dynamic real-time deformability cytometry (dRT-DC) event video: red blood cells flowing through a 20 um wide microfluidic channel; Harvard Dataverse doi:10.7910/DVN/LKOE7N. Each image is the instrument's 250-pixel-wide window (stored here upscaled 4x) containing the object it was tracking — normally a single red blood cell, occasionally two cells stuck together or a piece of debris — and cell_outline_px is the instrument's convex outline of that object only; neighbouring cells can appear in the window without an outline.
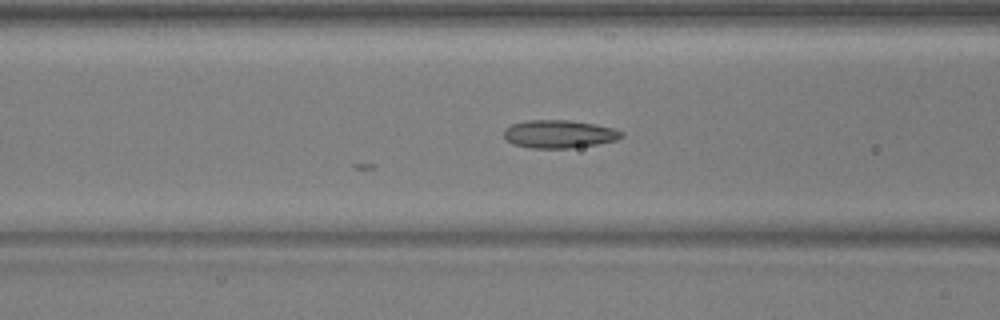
{"species": "common noctule bat (a hibernating species)", "species_latin": "Nyctalus noctula", "temperature_condition": "warm", "stored_images_in_passage": 24, "camera_frame_rate_fps": 3000, "um_per_image_px": 0.085, "animal": {"sex": "male", "body_mass_g": 17.9, "forearm_length_mm": 54.2}, "frame": {"image": 1, "passage_image": 4, "time_ms": 1.0, "image_size_px": [1000, 320], "cell_outline_px": [[624, 136], [616, 140], [596, 144], [568, 148], [532, 148], [512, 144], [504, 136], [504, 128], [512, 124], [528, 120], [568, 120], [596, 124], [616, 128], [624, 132]], "centroid_in_image_um": [47.55, 11.38], "position_along_channel_um": 119.1, "area_um2": 19.25}}
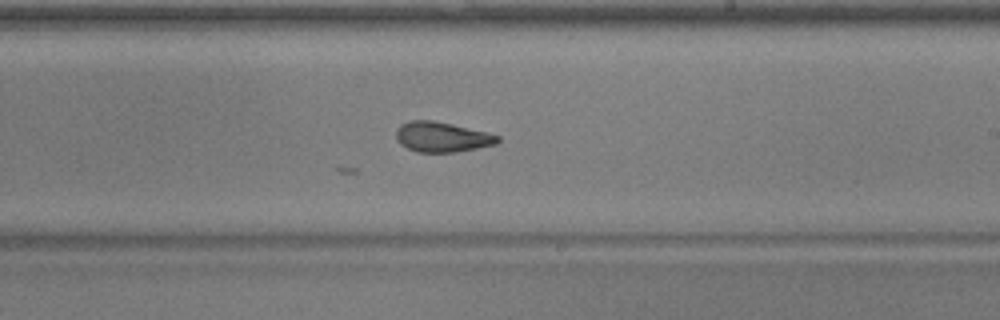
{"frame": {"image": 2, "passage_image": 14, "time_ms": 4.333, "image_size_px": [1000, 320], "cell_outline_px": [[500, 140], [496, 144], [456, 152], [416, 152], [400, 144], [396, 140], [396, 128], [400, 124], [408, 120], [432, 120], [452, 124], [488, 132], [500, 136]], "centroid_in_image_um": [37.54, 11.63], "position_along_channel_um": 251.5, "area_um2": 17.98}}
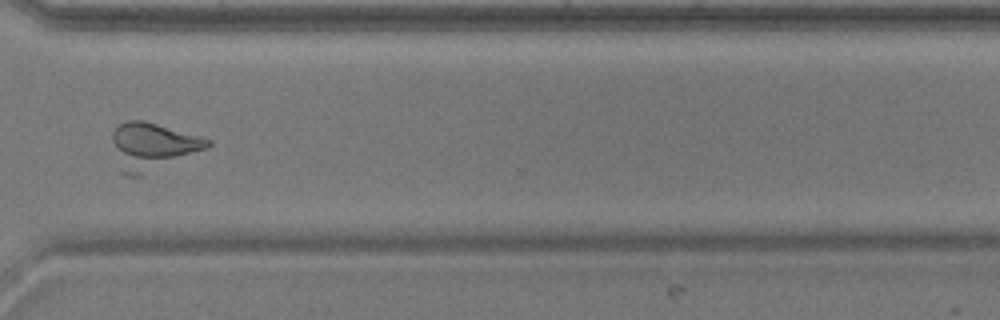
{"frame": {"image": 3, "passage_image": 22, "time_ms": 7.0, "image_size_px": [1000, 320], "cell_outline_px": [[212, 144], [208, 148], [140, 176], [124, 176], [120, 172], [112, 140], [112, 132], [120, 124], [128, 120], [144, 120], [200, 136], [212, 140]], "centroid_in_image_um": [12.95, 12.44], "position_along_channel_um": 357.6, "area_um2": 26.13}}